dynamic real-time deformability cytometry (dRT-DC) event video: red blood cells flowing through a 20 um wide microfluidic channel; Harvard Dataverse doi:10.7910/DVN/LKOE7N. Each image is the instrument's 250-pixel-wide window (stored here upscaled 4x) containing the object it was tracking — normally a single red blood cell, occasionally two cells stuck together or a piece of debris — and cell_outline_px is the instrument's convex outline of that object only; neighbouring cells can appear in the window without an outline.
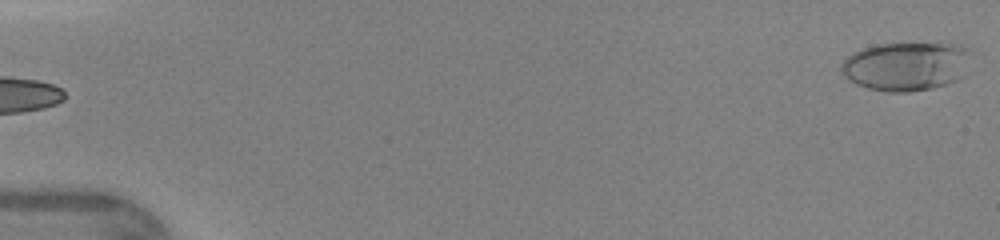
{"species": "human", "species_latin": "Homo sapiens", "temperature_condition": "warm", "stored_images_in_passage": 44, "camera_frame_rate_fps": 3000, "um_per_image_px": 0.085, "donor": {"sex": "female"}, "frame": {"image": 1, "passage_image": 1, "time_ms": 0.0, "image_size_px": [1000, 240], "cell_outline_px": [[972, 52], [960, 76], [956, 80], [932, 88], [908, 92], [888, 92], [868, 88], [856, 84], [844, 76], [840, 72], [840, 64], [852, 52], [876, 44], [952, 44], [968, 48]], "centroid_in_image_um": [76.95, 5.63], "position_along_channel_um": 8.0, "area_um2": 36.53}}
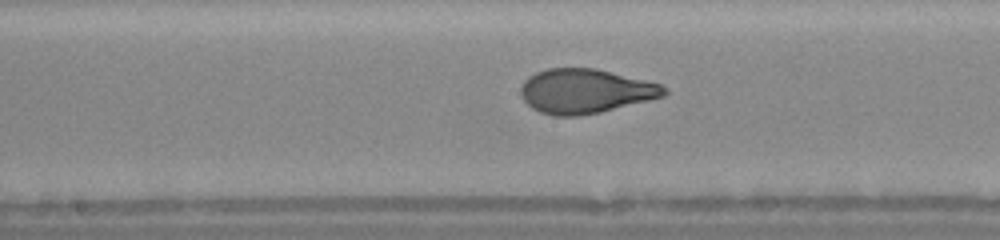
{"frame": {"image": 2, "passage_image": 25, "time_ms": 8.0, "image_size_px": [1000, 240], "cell_outline_px": [[668, 92], [664, 96], [600, 112], [580, 116], [556, 116], [540, 112], [532, 108], [520, 96], [520, 88], [524, 80], [528, 76], [536, 72], [548, 68], [596, 68], [660, 84], [668, 88]], "centroid_in_image_um": [49.72, 7.74], "position_along_channel_um": 198.5, "area_um2": 37.05}}
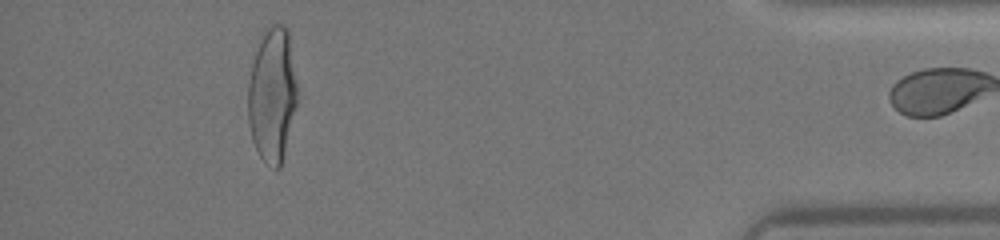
{"frame": {"image": 3, "passage_image": 43, "time_ms": 14.0, "image_size_px": [1000, 240], "cell_outline_px": [[296, 104], [280, 168], [276, 168], [264, 164], [252, 140], [248, 124], [248, 80], [252, 64], [256, 52], [268, 28], [272, 24], [280, 24], [288, 28], [296, 84]], "centroid_in_image_um": [23.12, 8.1], "position_along_channel_um": 412.1, "area_um2": 37.86}, "authors_computed_cell_mechanics": {"area_um2": 36.4718, "velocity_mm_per_s": 4.3905, "shape_relaxation_time_tau1_ms": 4.6981, "shape_relaxation_time_tau2_ms": null, "deformation_change_tau1": 0.2219, "deformation_change_tau2": null}}